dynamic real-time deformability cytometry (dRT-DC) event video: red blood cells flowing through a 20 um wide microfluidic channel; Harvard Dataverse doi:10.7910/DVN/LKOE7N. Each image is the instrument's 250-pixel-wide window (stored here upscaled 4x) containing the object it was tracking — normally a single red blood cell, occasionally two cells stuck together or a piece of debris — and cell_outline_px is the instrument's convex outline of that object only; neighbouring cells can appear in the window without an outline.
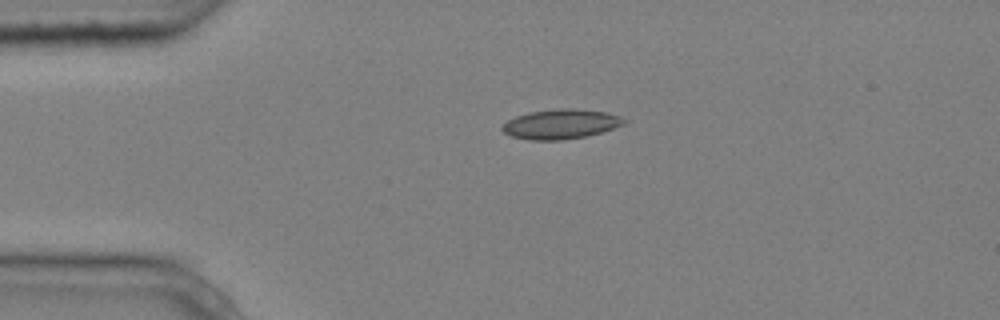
{"species": "common noctule bat (a hibernating species)", "species_latin": "Nyctalus noctula", "temperature_condition": "cold", "stored_images_in_passage": 2, "camera_frame_rate_fps": 3000, "um_per_image_px": 0.085, "animal": {"sex": "male", "body_mass_g": 20.4}, "frame": {"image": 1, "passage_image": 1, "time_ms": 0.0, "image_size_px": [1000, 320], "cell_outline_px": [[628, 120], [624, 124], [600, 132], [584, 136], [564, 140], [528, 140], [512, 136], [504, 132], [500, 128], [508, 120], [516, 116], [528, 112], [556, 108], [572, 108], [608, 112], [620, 116]], "centroid_in_image_um": [47.66, 10.53], "position_along_channel_um": 37.3, "area_um2": 21.1}}